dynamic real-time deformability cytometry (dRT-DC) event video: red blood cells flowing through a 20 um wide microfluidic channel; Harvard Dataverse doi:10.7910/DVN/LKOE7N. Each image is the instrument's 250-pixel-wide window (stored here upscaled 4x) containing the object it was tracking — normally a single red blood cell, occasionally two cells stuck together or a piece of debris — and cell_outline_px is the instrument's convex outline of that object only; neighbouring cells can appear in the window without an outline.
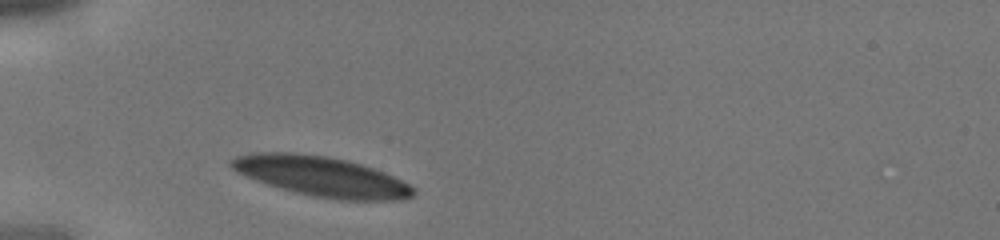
{"species": "human", "species_latin": "Homo sapiens", "temperature_condition": "cold", "stored_images_in_passage": 1, "camera_frame_rate_fps": 3000, "um_per_image_px": 0.085, "donor": {"sex": "male"}, "frame": {"image": 1, "passage_image": 1, "time_ms": 0.0, "image_size_px": [1000, 240], "cell_outline_px": [[416, 192], [412, 196], [400, 200], [340, 200], [312, 196], [280, 188], [244, 176], [236, 172], [228, 164], [228, 160], [236, 156], [256, 152], [296, 152], [328, 156], [348, 160], [384, 172], [416, 188]], "centroid_in_image_um": [27.29, 14.98], "position_along_channel_um": 57.7, "area_um2": 42.48}}